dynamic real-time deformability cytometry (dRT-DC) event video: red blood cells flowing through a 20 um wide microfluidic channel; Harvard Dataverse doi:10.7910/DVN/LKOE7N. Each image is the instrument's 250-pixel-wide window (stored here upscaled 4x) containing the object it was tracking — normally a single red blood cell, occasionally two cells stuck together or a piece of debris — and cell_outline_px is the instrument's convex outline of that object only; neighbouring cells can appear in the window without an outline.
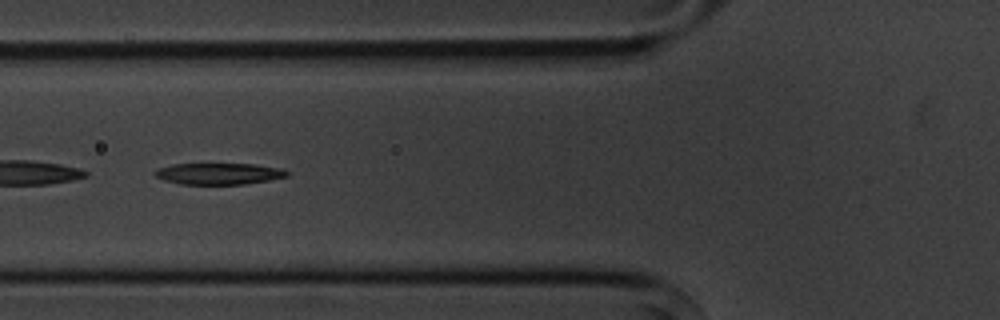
{"species": "common noctule bat (a hibernating species)", "species_latin": "Nyctalus noctula", "temperature_condition": "cold", "stored_images_in_passage": 9, "camera_frame_rate_fps": 3000, "um_per_image_px": 0.085, "animal": {"sex": "male", "body_mass_g": 20.1, "forearm_length_mm": 53.5}, "frame": {"image": 1, "passage_image": 6, "time_ms": 6.667, "image_size_px": [1000, 320], "cell_outline_px": [[288, 176], [268, 180], [244, 184], [180, 184], [164, 180], [156, 176], [152, 172], [156, 168], [172, 164], [252, 164], [284, 168], [288, 172]], "centroid_in_image_um": [18.57, 14.76], "position_along_channel_um": 107.2, "area_um2": 16.53}}
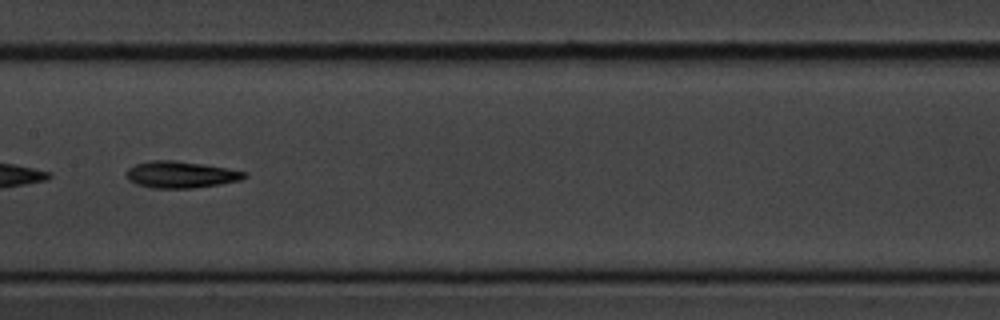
{"frame": {"image": 2, "passage_image": 8, "time_ms": 9.0, "image_size_px": [1000, 320], "cell_outline_px": [[248, 176], [240, 180], [192, 188], [152, 188], [136, 184], [128, 180], [128, 168], [136, 164], [148, 160], [176, 160], [204, 164], [228, 168], [248, 172]], "centroid_in_image_um": [15.37, 14.83], "position_along_channel_um": 192.0, "area_um2": 18.32}}
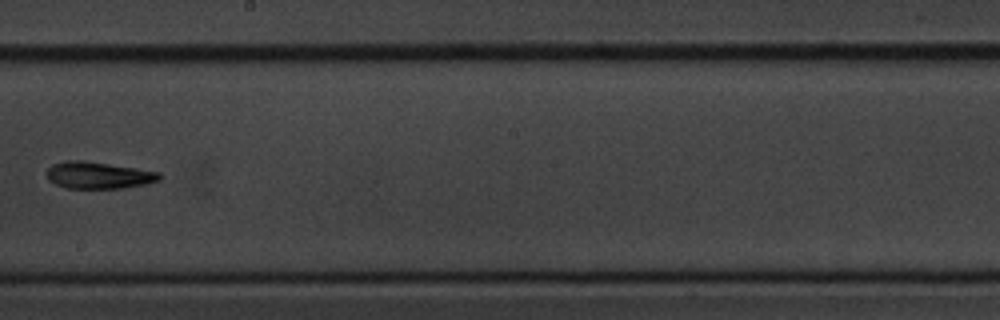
{"frame": {"image": 3, "passage_image": 9, "time_ms": 10.333, "image_size_px": [1000, 320], "cell_outline_px": [[160, 180], [144, 184], [124, 188], [64, 188], [48, 180], [44, 172], [52, 164], [68, 160], [84, 160], [136, 168], [160, 172]], "centroid_in_image_um": [8.32, 14.89], "position_along_channel_um": 239.9, "area_um2": 17.74}}